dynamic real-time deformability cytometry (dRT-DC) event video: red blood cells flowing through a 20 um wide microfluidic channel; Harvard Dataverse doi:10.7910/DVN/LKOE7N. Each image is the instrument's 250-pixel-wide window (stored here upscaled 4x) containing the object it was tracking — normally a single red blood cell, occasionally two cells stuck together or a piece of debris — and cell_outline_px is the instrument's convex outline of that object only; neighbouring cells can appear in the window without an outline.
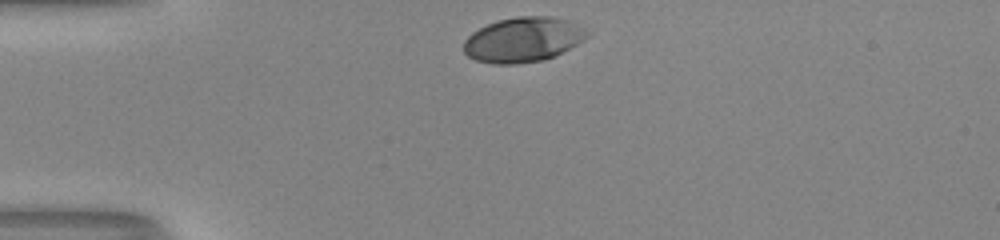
{"species": "human", "species_latin": "Homo sapiens", "temperature_condition": "room temperature", "stored_images_in_passage": 30, "camera_frame_rate_fps": 3000, "um_per_image_px": 0.085, "donor": {"sex": "male"}, "frame": {"image": 1, "passage_image": 1, "time_ms": 0.0, "image_size_px": [1000, 240], "cell_outline_px": [[592, 32], [584, 40], [556, 56], [544, 60], [516, 64], [492, 64], [476, 60], [468, 56], [464, 52], [464, 40], [472, 32], [496, 20], [516, 16], [556, 16], [568, 20]], "centroid_in_image_um": [44.49, 3.37], "position_along_channel_um": 40.5, "area_um2": 32.66}}
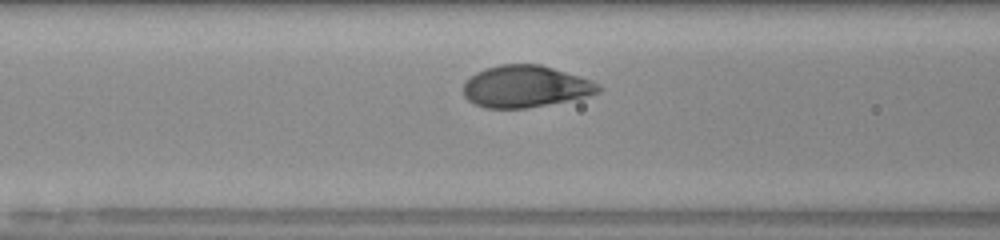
{"frame": {"image": 2, "passage_image": 10, "time_ms": 3.0, "image_size_px": [1000, 240], "cell_outline_px": [[604, 88], [600, 92], [588, 96], [568, 100], [524, 108], [484, 108], [468, 100], [464, 96], [464, 80], [476, 72], [484, 68], [500, 64], [540, 64], [580, 76], [592, 80], [600, 84]], "centroid_in_image_um": [44.67, 7.34], "position_along_channel_um": 121.9, "area_um2": 33.06}}
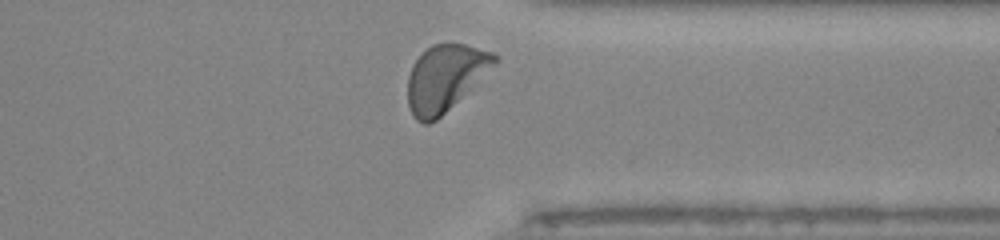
{"frame": {"image": 3, "passage_image": 29, "time_ms": 9.333, "image_size_px": [1000, 240], "cell_outline_px": [[500, 60], [496, 64], [436, 120], [428, 124], [424, 124], [416, 120], [412, 116], [408, 104], [408, 76], [412, 64], [432, 44], [464, 44], [492, 52], [500, 56]], "centroid_in_image_um": [37.82, 6.62], "position_along_channel_um": 373.6, "area_um2": 33.12}, "authors_computed_cell_mechanics": {"area_um2": 33.3217, "velocity_mm_per_s": 3.9945, "shape_relaxation_time_tau1_ms": 1.6462, "shape_relaxation_time_tau2_ms": null, "deformation_change_tau1": 0.1419, "deformation_change_tau2": null}}